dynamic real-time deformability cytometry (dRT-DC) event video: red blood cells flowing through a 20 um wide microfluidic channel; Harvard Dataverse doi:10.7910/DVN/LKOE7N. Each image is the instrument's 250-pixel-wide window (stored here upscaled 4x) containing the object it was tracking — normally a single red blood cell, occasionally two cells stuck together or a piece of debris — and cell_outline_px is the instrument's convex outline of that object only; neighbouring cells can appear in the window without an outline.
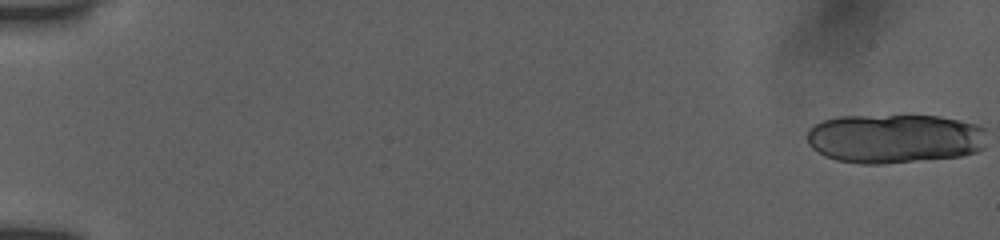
{"species": "human", "species_latin": "Homo sapiens", "temperature_condition": "room temperature", "stored_images_in_passage": 19, "camera_frame_rate_fps": 3000, "um_per_image_px": 0.085, "donor": {"sex": "female"}, "frame": {"image": 1, "passage_image": 1, "time_ms": 0.0, "image_size_px": [1000, 240], "cell_outline_px": [[984, 148], [976, 152], [960, 156], [884, 164], [860, 164], [836, 160], [824, 156], [812, 148], [808, 144], [804, 136], [808, 128], [824, 120], [840, 116], [940, 116], [960, 120], [976, 124], [984, 128]], "centroid_in_image_um": [75.99, 11.78], "position_along_channel_um": 9.0, "area_um2": 51.96}}
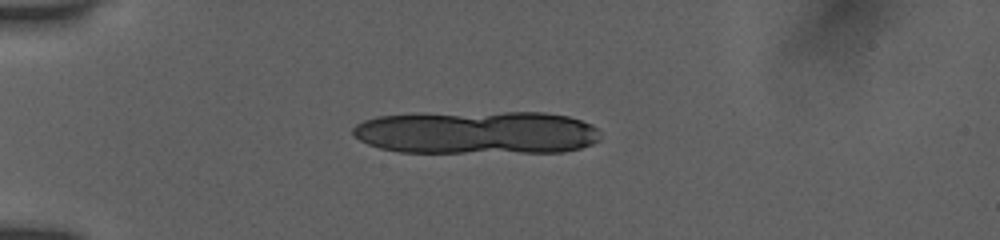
{"frame": {"image": 2, "passage_image": 15, "time_ms": 4.667, "image_size_px": [1000, 240], "cell_outline_px": [[600, 140], [592, 144], [580, 148], [564, 152], [400, 152], [380, 148], [368, 144], [360, 140], [352, 132], [352, 128], [356, 124], [364, 120], [376, 116], [424, 112], [544, 112], [568, 116], [592, 124], [596, 128]], "centroid_in_image_um": [40.51, 11.25], "position_along_channel_um": 44.5, "area_um2": 63.06}}